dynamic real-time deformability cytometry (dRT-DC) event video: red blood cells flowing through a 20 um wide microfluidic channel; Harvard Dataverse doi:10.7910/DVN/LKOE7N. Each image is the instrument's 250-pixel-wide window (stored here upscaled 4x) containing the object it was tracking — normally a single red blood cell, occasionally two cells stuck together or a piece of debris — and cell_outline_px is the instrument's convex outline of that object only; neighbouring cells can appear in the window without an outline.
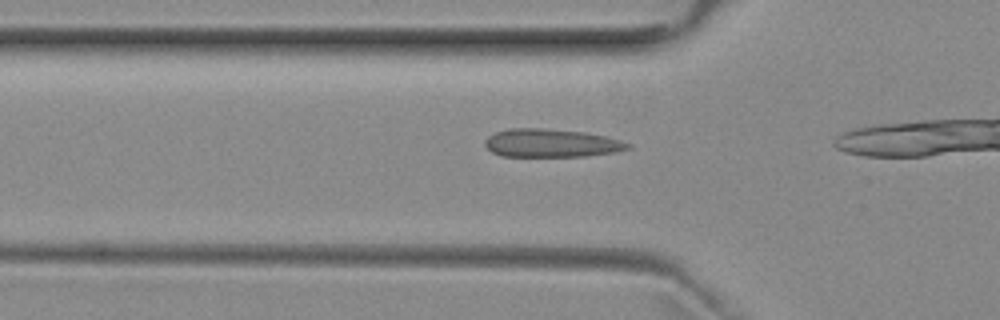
{"species": "common noctule bat (a hibernating species)", "species_latin": "Nyctalus noctula", "temperature_condition": "room temperature", "stored_images_in_passage": 8, "camera_frame_rate_fps": 3000, "um_per_image_px": 0.085, "animal": {"sex": "female", "body_mass_g": 29.2, "forearm_length_mm": 56.3}, "frame": {"image": 1, "passage_image": 3, "time_ms": 0.667, "image_size_px": [1000, 320], "cell_outline_px": [[632, 148], [616, 152], [584, 156], [500, 156], [492, 152], [484, 144], [484, 140], [488, 136], [496, 132], [508, 128], [544, 128], [584, 132], [604, 136], [620, 140], [632, 144]], "centroid_in_image_um": [46.85, 12.16], "position_along_channel_um": 78.9, "area_um2": 23.58}}
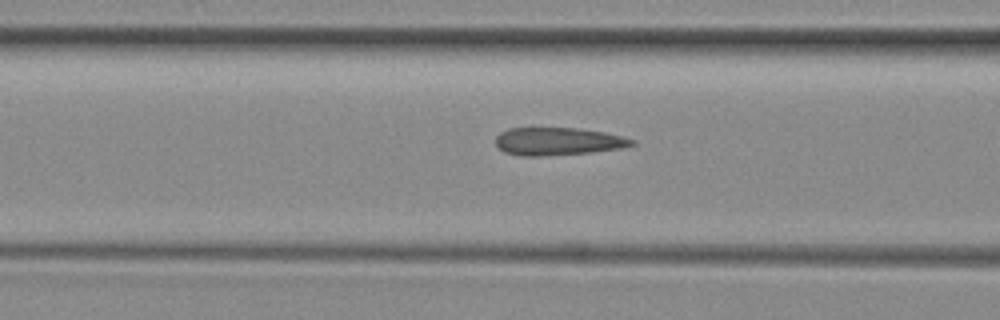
{"frame": {"image": 2, "passage_image": 6, "time_ms": 1.667, "image_size_px": [1000, 320], "cell_outline_px": [[636, 144], [624, 148], [592, 152], [540, 156], [520, 156], [504, 152], [496, 144], [496, 136], [500, 132], [508, 128], [576, 128], [604, 132], [636, 140]], "centroid_in_image_um": [47.43, 12.02], "position_along_channel_um": 119.2, "area_um2": 22.08}}